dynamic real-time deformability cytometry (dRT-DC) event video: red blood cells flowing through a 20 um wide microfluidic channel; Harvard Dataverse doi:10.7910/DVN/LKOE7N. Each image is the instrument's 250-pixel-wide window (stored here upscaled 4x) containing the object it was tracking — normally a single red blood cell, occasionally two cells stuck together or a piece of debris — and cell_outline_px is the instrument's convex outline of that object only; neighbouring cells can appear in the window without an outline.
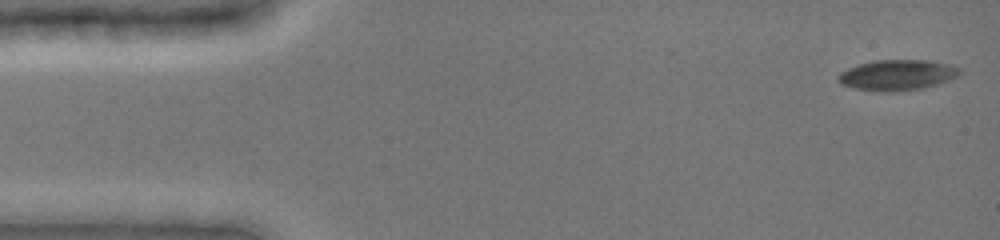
{"species": "common noctule bat (a hibernating species)", "species_latin": "Nyctalus noctula", "temperature_condition": "cold", "stored_images_in_passage": 20, "camera_frame_rate_fps": 3000, "um_per_image_px": 0.085, "animal": {"sex": "female", "body_mass_g": 19.0, "forearm_length_mm": 51.5}, "frame": {"image": 1, "passage_image": 1, "time_ms": 0.0, "image_size_px": [1000, 240], "cell_outline_px": [[964, 72], [960, 76], [924, 88], [892, 92], [884, 92], [856, 88], [840, 84], [840, 72], [848, 68], [860, 64], [876, 60], [928, 60], [948, 64], [960, 68]], "centroid_in_image_um": [76.33, 6.37], "position_along_channel_um": 8.7, "area_um2": 21.56}}
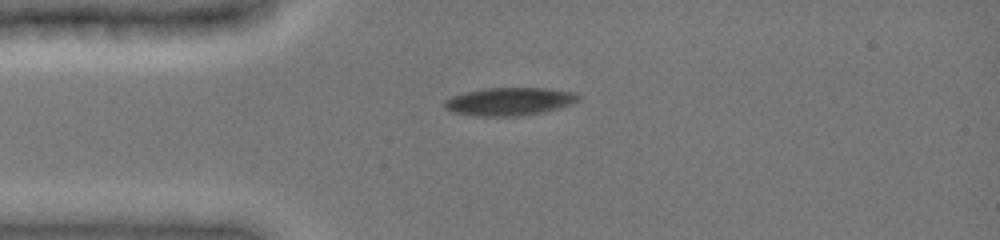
{"frame": {"image": 2, "passage_image": 10, "time_ms": 3.333, "image_size_px": [1000, 240], "cell_outline_px": [[580, 100], [560, 108], [544, 112], [520, 116], [476, 116], [452, 112], [444, 108], [444, 100], [452, 96], [484, 88], [548, 88], [576, 92], [580, 96]], "centroid_in_image_um": [43.33, 8.63], "position_along_channel_um": 41.7, "area_um2": 21.96}}
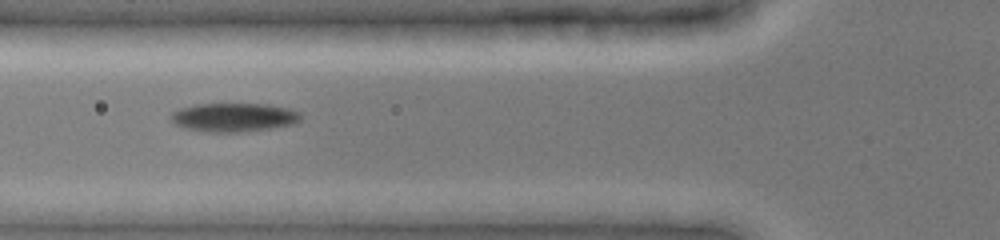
{"frame": {"image": 3, "passage_image": 19, "time_ms": 5.333, "image_size_px": [1000, 240], "cell_outline_px": [[300, 120], [296, 124], [244, 132], [204, 132], [184, 128], [176, 124], [168, 116], [172, 112], [180, 108], [196, 104], [272, 104], [292, 108], [300, 112]], "centroid_in_image_um": [19.9, 9.97], "position_along_channel_um": 105.9, "area_um2": 22.08}}